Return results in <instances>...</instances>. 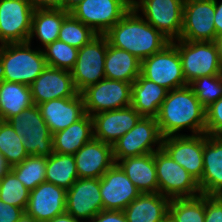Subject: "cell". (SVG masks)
<instances>
[{
  "label": "cell",
  "mask_w": 222,
  "mask_h": 222,
  "mask_svg": "<svg viewBox=\"0 0 222 222\" xmlns=\"http://www.w3.org/2000/svg\"><path fill=\"white\" fill-rule=\"evenodd\" d=\"M205 110L189 85L168 91L156 117L162 137L204 134Z\"/></svg>",
  "instance_id": "1"
},
{
  "label": "cell",
  "mask_w": 222,
  "mask_h": 222,
  "mask_svg": "<svg viewBox=\"0 0 222 222\" xmlns=\"http://www.w3.org/2000/svg\"><path fill=\"white\" fill-rule=\"evenodd\" d=\"M104 35L111 46L128 51L141 62L171 43L133 7Z\"/></svg>",
  "instance_id": "2"
},
{
  "label": "cell",
  "mask_w": 222,
  "mask_h": 222,
  "mask_svg": "<svg viewBox=\"0 0 222 222\" xmlns=\"http://www.w3.org/2000/svg\"><path fill=\"white\" fill-rule=\"evenodd\" d=\"M29 42L4 44L0 53V80L30 86L47 67L43 50Z\"/></svg>",
  "instance_id": "3"
},
{
  "label": "cell",
  "mask_w": 222,
  "mask_h": 222,
  "mask_svg": "<svg viewBox=\"0 0 222 222\" xmlns=\"http://www.w3.org/2000/svg\"><path fill=\"white\" fill-rule=\"evenodd\" d=\"M186 83L201 76L222 74V61L213 41L175 40Z\"/></svg>",
  "instance_id": "4"
},
{
  "label": "cell",
  "mask_w": 222,
  "mask_h": 222,
  "mask_svg": "<svg viewBox=\"0 0 222 222\" xmlns=\"http://www.w3.org/2000/svg\"><path fill=\"white\" fill-rule=\"evenodd\" d=\"M7 121L21 137L28 155L48 157L53 153L52 134L38 105H32Z\"/></svg>",
  "instance_id": "5"
},
{
  "label": "cell",
  "mask_w": 222,
  "mask_h": 222,
  "mask_svg": "<svg viewBox=\"0 0 222 222\" xmlns=\"http://www.w3.org/2000/svg\"><path fill=\"white\" fill-rule=\"evenodd\" d=\"M159 193L170 199L202 195L198 181L174 161L162 148L155 152Z\"/></svg>",
  "instance_id": "6"
},
{
  "label": "cell",
  "mask_w": 222,
  "mask_h": 222,
  "mask_svg": "<svg viewBox=\"0 0 222 222\" xmlns=\"http://www.w3.org/2000/svg\"><path fill=\"white\" fill-rule=\"evenodd\" d=\"M183 0H132V7L171 42L183 27Z\"/></svg>",
  "instance_id": "7"
},
{
  "label": "cell",
  "mask_w": 222,
  "mask_h": 222,
  "mask_svg": "<svg viewBox=\"0 0 222 222\" xmlns=\"http://www.w3.org/2000/svg\"><path fill=\"white\" fill-rule=\"evenodd\" d=\"M162 135L154 117H142L112 146L115 163L127 157L154 153L161 149Z\"/></svg>",
  "instance_id": "8"
},
{
  "label": "cell",
  "mask_w": 222,
  "mask_h": 222,
  "mask_svg": "<svg viewBox=\"0 0 222 222\" xmlns=\"http://www.w3.org/2000/svg\"><path fill=\"white\" fill-rule=\"evenodd\" d=\"M132 7V0H83L69 13L96 34L104 35Z\"/></svg>",
  "instance_id": "9"
},
{
  "label": "cell",
  "mask_w": 222,
  "mask_h": 222,
  "mask_svg": "<svg viewBox=\"0 0 222 222\" xmlns=\"http://www.w3.org/2000/svg\"><path fill=\"white\" fill-rule=\"evenodd\" d=\"M141 74L168 91L187 86L178 48L171 42L141 62Z\"/></svg>",
  "instance_id": "10"
},
{
  "label": "cell",
  "mask_w": 222,
  "mask_h": 222,
  "mask_svg": "<svg viewBox=\"0 0 222 222\" xmlns=\"http://www.w3.org/2000/svg\"><path fill=\"white\" fill-rule=\"evenodd\" d=\"M131 93L132 83L107 78L88 86L81 92L85 112L90 116L131 106Z\"/></svg>",
  "instance_id": "11"
},
{
  "label": "cell",
  "mask_w": 222,
  "mask_h": 222,
  "mask_svg": "<svg viewBox=\"0 0 222 222\" xmlns=\"http://www.w3.org/2000/svg\"><path fill=\"white\" fill-rule=\"evenodd\" d=\"M107 48V37L97 35L79 49L76 64L71 70L75 88L79 93L105 78L104 65Z\"/></svg>",
  "instance_id": "12"
},
{
  "label": "cell",
  "mask_w": 222,
  "mask_h": 222,
  "mask_svg": "<svg viewBox=\"0 0 222 222\" xmlns=\"http://www.w3.org/2000/svg\"><path fill=\"white\" fill-rule=\"evenodd\" d=\"M33 11L28 0H0V41L28 42Z\"/></svg>",
  "instance_id": "13"
},
{
  "label": "cell",
  "mask_w": 222,
  "mask_h": 222,
  "mask_svg": "<svg viewBox=\"0 0 222 222\" xmlns=\"http://www.w3.org/2000/svg\"><path fill=\"white\" fill-rule=\"evenodd\" d=\"M214 0H189L183 6V27L180 34L185 41H214Z\"/></svg>",
  "instance_id": "14"
},
{
  "label": "cell",
  "mask_w": 222,
  "mask_h": 222,
  "mask_svg": "<svg viewBox=\"0 0 222 222\" xmlns=\"http://www.w3.org/2000/svg\"><path fill=\"white\" fill-rule=\"evenodd\" d=\"M161 148L198 182L203 175L204 134L174 135L162 138Z\"/></svg>",
  "instance_id": "15"
},
{
  "label": "cell",
  "mask_w": 222,
  "mask_h": 222,
  "mask_svg": "<svg viewBox=\"0 0 222 222\" xmlns=\"http://www.w3.org/2000/svg\"><path fill=\"white\" fill-rule=\"evenodd\" d=\"M103 210L100 179L78 178L66 191V212L82 222H89Z\"/></svg>",
  "instance_id": "16"
},
{
  "label": "cell",
  "mask_w": 222,
  "mask_h": 222,
  "mask_svg": "<svg viewBox=\"0 0 222 222\" xmlns=\"http://www.w3.org/2000/svg\"><path fill=\"white\" fill-rule=\"evenodd\" d=\"M103 210L123 211L141 192L114 163L100 178Z\"/></svg>",
  "instance_id": "17"
},
{
  "label": "cell",
  "mask_w": 222,
  "mask_h": 222,
  "mask_svg": "<svg viewBox=\"0 0 222 222\" xmlns=\"http://www.w3.org/2000/svg\"><path fill=\"white\" fill-rule=\"evenodd\" d=\"M34 105L59 98L74 97L75 88L71 71L47 66L30 85Z\"/></svg>",
  "instance_id": "18"
},
{
  "label": "cell",
  "mask_w": 222,
  "mask_h": 222,
  "mask_svg": "<svg viewBox=\"0 0 222 222\" xmlns=\"http://www.w3.org/2000/svg\"><path fill=\"white\" fill-rule=\"evenodd\" d=\"M141 118L142 116L132 106L94 114L92 115L93 138L113 146Z\"/></svg>",
  "instance_id": "19"
},
{
  "label": "cell",
  "mask_w": 222,
  "mask_h": 222,
  "mask_svg": "<svg viewBox=\"0 0 222 222\" xmlns=\"http://www.w3.org/2000/svg\"><path fill=\"white\" fill-rule=\"evenodd\" d=\"M25 212L37 222H46L66 212V190L44 181L30 191Z\"/></svg>",
  "instance_id": "20"
},
{
  "label": "cell",
  "mask_w": 222,
  "mask_h": 222,
  "mask_svg": "<svg viewBox=\"0 0 222 222\" xmlns=\"http://www.w3.org/2000/svg\"><path fill=\"white\" fill-rule=\"evenodd\" d=\"M74 157L79 178L100 179L115 163L112 145L95 138L84 144Z\"/></svg>",
  "instance_id": "21"
},
{
  "label": "cell",
  "mask_w": 222,
  "mask_h": 222,
  "mask_svg": "<svg viewBox=\"0 0 222 222\" xmlns=\"http://www.w3.org/2000/svg\"><path fill=\"white\" fill-rule=\"evenodd\" d=\"M38 107L51 134L66 129L86 114L81 93L74 97L52 99Z\"/></svg>",
  "instance_id": "22"
},
{
  "label": "cell",
  "mask_w": 222,
  "mask_h": 222,
  "mask_svg": "<svg viewBox=\"0 0 222 222\" xmlns=\"http://www.w3.org/2000/svg\"><path fill=\"white\" fill-rule=\"evenodd\" d=\"M198 184L202 195L222 196V136L204 133L203 175Z\"/></svg>",
  "instance_id": "23"
},
{
  "label": "cell",
  "mask_w": 222,
  "mask_h": 222,
  "mask_svg": "<svg viewBox=\"0 0 222 222\" xmlns=\"http://www.w3.org/2000/svg\"><path fill=\"white\" fill-rule=\"evenodd\" d=\"M117 164L141 193H157L155 152L120 159Z\"/></svg>",
  "instance_id": "24"
},
{
  "label": "cell",
  "mask_w": 222,
  "mask_h": 222,
  "mask_svg": "<svg viewBox=\"0 0 222 222\" xmlns=\"http://www.w3.org/2000/svg\"><path fill=\"white\" fill-rule=\"evenodd\" d=\"M168 90L142 74L132 83L131 106L142 117L156 118Z\"/></svg>",
  "instance_id": "25"
},
{
  "label": "cell",
  "mask_w": 222,
  "mask_h": 222,
  "mask_svg": "<svg viewBox=\"0 0 222 222\" xmlns=\"http://www.w3.org/2000/svg\"><path fill=\"white\" fill-rule=\"evenodd\" d=\"M170 198L157 193H141L124 210L127 222H161L169 213Z\"/></svg>",
  "instance_id": "26"
},
{
  "label": "cell",
  "mask_w": 222,
  "mask_h": 222,
  "mask_svg": "<svg viewBox=\"0 0 222 222\" xmlns=\"http://www.w3.org/2000/svg\"><path fill=\"white\" fill-rule=\"evenodd\" d=\"M93 138V120L87 113L64 130L52 134L53 152L74 155Z\"/></svg>",
  "instance_id": "27"
},
{
  "label": "cell",
  "mask_w": 222,
  "mask_h": 222,
  "mask_svg": "<svg viewBox=\"0 0 222 222\" xmlns=\"http://www.w3.org/2000/svg\"><path fill=\"white\" fill-rule=\"evenodd\" d=\"M70 13L64 9H37L33 11L31 33L28 39L30 44L34 39L39 40L41 49L59 38L63 20Z\"/></svg>",
  "instance_id": "28"
},
{
  "label": "cell",
  "mask_w": 222,
  "mask_h": 222,
  "mask_svg": "<svg viewBox=\"0 0 222 222\" xmlns=\"http://www.w3.org/2000/svg\"><path fill=\"white\" fill-rule=\"evenodd\" d=\"M104 70L107 79L133 83L141 74V61L128 51L113 47L108 42Z\"/></svg>",
  "instance_id": "29"
},
{
  "label": "cell",
  "mask_w": 222,
  "mask_h": 222,
  "mask_svg": "<svg viewBox=\"0 0 222 222\" xmlns=\"http://www.w3.org/2000/svg\"><path fill=\"white\" fill-rule=\"evenodd\" d=\"M32 105L30 86L0 80V120L7 121Z\"/></svg>",
  "instance_id": "30"
},
{
  "label": "cell",
  "mask_w": 222,
  "mask_h": 222,
  "mask_svg": "<svg viewBox=\"0 0 222 222\" xmlns=\"http://www.w3.org/2000/svg\"><path fill=\"white\" fill-rule=\"evenodd\" d=\"M78 178L74 155L53 152L47 157V182L67 191Z\"/></svg>",
  "instance_id": "31"
},
{
  "label": "cell",
  "mask_w": 222,
  "mask_h": 222,
  "mask_svg": "<svg viewBox=\"0 0 222 222\" xmlns=\"http://www.w3.org/2000/svg\"><path fill=\"white\" fill-rule=\"evenodd\" d=\"M47 156L29 155L11 171L30 191L46 181Z\"/></svg>",
  "instance_id": "32"
},
{
  "label": "cell",
  "mask_w": 222,
  "mask_h": 222,
  "mask_svg": "<svg viewBox=\"0 0 222 222\" xmlns=\"http://www.w3.org/2000/svg\"><path fill=\"white\" fill-rule=\"evenodd\" d=\"M169 213L177 222H204L205 195L193 198H173L170 200Z\"/></svg>",
  "instance_id": "33"
},
{
  "label": "cell",
  "mask_w": 222,
  "mask_h": 222,
  "mask_svg": "<svg viewBox=\"0 0 222 222\" xmlns=\"http://www.w3.org/2000/svg\"><path fill=\"white\" fill-rule=\"evenodd\" d=\"M0 152L11 167L20 164L29 156L21 137L8 121L3 120H0Z\"/></svg>",
  "instance_id": "34"
},
{
  "label": "cell",
  "mask_w": 222,
  "mask_h": 222,
  "mask_svg": "<svg viewBox=\"0 0 222 222\" xmlns=\"http://www.w3.org/2000/svg\"><path fill=\"white\" fill-rule=\"evenodd\" d=\"M42 50L47 66L68 71L74 68L79 51L59 39L48 44Z\"/></svg>",
  "instance_id": "35"
},
{
  "label": "cell",
  "mask_w": 222,
  "mask_h": 222,
  "mask_svg": "<svg viewBox=\"0 0 222 222\" xmlns=\"http://www.w3.org/2000/svg\"><path fill=\"white\" fill-rule=\"evenodd\" d=\"M97 35L90 27L69 14L63 20L58 39L80 49Z\"/></svg>",
  "instance_id": "36"
},
{
  "label": "cell",
  "mask_w": 222,
  "mask_h": 222,
  "mask_svg": "<svg viewBox=\"0 0 222 222\" xmlns=\"http://www.w3.org/2000/svg\"><path fill=\"white\" fill-rule=\"evenodd\" d=\"M29 196L30 190L11 170L0 180V199L4 203L26 210Z\"/></svg>",
  "instance_id": "37"
},
{
  "label": "cell",
  "mask_w": 222,
  "mask_h": 222,
  "mask_svg": "<svg viewBox=\"0 0 222 222\" xmlns=\"http://www.w3.org/2000/svg\"><path fill=\"white\" fill-rule=\"evenodd\" d=\"M188 85L205 108L222 97V74L201 76Z\"/></svg>",
  "instance_id": "38"
},
{
  "label": "cell",
  "mask_w": 222,
  "mask_h": 222,
  "mask_svg": "<svg viewBox=\"0 0 222 222\" xmlns=\"http://www.w3.org/2000/svg\"><path fill=\"white\" fill-rule=\"evenodd\" d=\"M205 133L210 136H222V97L206 108Z\"/></svg>",
  "instance_id": "39"
},
{
  "label": "cell",
  "mask_w": 222,
  "mask_h": 222,
  "mask_svg": "<svg viewBox=\"0 0 222 222\" xmlns=\"http://www.w3.org/2000/svg\"><path fill=\"white\" fill-rule=\"evenodd\" d=\"M204 222H222V196L205 195Z\"/></svg>",
  "instance_id": "40"
},
{
  "label": "cell",
  "mask_w": 222,
  "mask_h": 222,
  "mask_svg": "<svg viewBox=\"0 0 222 222\" xmlns=\"http://www.w3.org/2000/svg\"><path fill=\"white\" fill-rule=\"evenodd\" d=\"M24 212V209L4 203L0 199V222H17Z\"/></svg>",
  "instance_id": "41"
},
{
  "label": "cell",
  "mask_w": 222,
  "mask_h": 222,
  "mask_svg": "<svg viewBox=\"0 0 222 222\" xmlns=\"http://www.w3.org/2000/svg\"><path fill=\"white\" fill-rule=\"evenodd\" d=\"M89 222H127L123 211L102 210Z\"/></svg>",
  "instance_id": "42"
},
{
  "label": "cell",
  "mask_w": 222,
  "mask_h": 222,
  "mask_svg": "<svg viewBox=\"0 0 222 222\" xmlns=\"http://www.w3.org/2000/svg\"><path fill=\"white\" fill-rule=\"evenodd\" d=\"M34 10L64 9V0H28Z\"/></svg>",
  "instance_id": "43"
},
{
  "label": "cell",
  "mask_w": 222,
  "mask_h": 222,
  "mask_svg": "<svg viewBox=\"0 0 222 222\" xmlns=\"http://www.w3.org/2000/svg\"><path fill=\"white\" fill-rule=\"evenodd\" d=\"M215 1V15H214V25L216 29V35L222 34V0Z\"/></svg>",
  "instance_id": "44"
},
{
  "label": "cell",
  "mask_w": 222,
  "mask_h": 222,
  "mask_svg": "<svg viewBox=\"0 0 222 222\" xmlns=\"http://www.w3.org/2000/svg\"><path fill=\"white\" fill-rule=\"evenodd\" d=\"M46 222H82V221L74 218L73 216L65 212Z\"/></svg>",
  "instance_id": "45"
},
{
  "label": "cell",
  "mask_w": 222,
  "mask_h": 222,
  "mask_svg": "<svg viewBox=\"0 0 222 222\" xmlns=\"http://www.w3.org/2000/svg\"><path fill=\"white\" fill-rule=\"evenodd\" d=\"M11 170V166L0 152V180Z\"/></svg>",
  "instance_id": "46"
},
{
  "label": "cell",
  "mask_w": 222,
  "mask_h": 222,
  "mask_svg": "<svg viewBox=\"0 0 222 222\" xmlns=\"http://www.w3.org/2000/svg\"><path fill=\"white\" fill-rule=\"evenodd\" d=\"M83 0H64V10L70 12L74 7H76Z\"/></svg>",
  "instance_id": "47"
},
{
  "label": "cell",
  "mask_w": 222,
  "mask_h": 222,
  "mask_svg": "<svg viewBox=\"0 0 222 222\" xmlns=\"http://www.w3.org/2000/svg\"><path fill=\"white\" fill-rule=\"evenodd\" d=\"M213 42L216 46V49H217L218 55L220 57V60L222 61V34L216 35Z\"/></svg>",
  "instance_id": "48"
},
{
  "label": "cell",
  "mask_w": 222,
  "mask_h": 222,
  "mask_svg": "<svg viewBox=\"0 0 222 222\" xmlns=\"http://www.w3.org/2000/svg\"><path fill=\"white\" fill-rule=\"evenodd\" d=\"M17 222H37V221L32 216L24 212Z\"/></svg>",
  "instance_id": "49"
},
{
  "label": "cell",
  "mask_w": 222,
  "mask_h": 222,
  "mask_svg": "<svg viewBox=\"0 0 222 222\" xmlns=\"http://www.w3.org/2000/svg\"><path fill=\"white\" fill-rule=\"evenodd\" d=\"M161 222H177V220L170 214L168 213Z\"/></svg>",
  "instance_id": "50"
},
{
  "label": "cell",
  "mask_w": 222,
  "mask_h": 222,
  "mask_svg": "<svg viewBox=\"0 0 222 222\" xmlns=\"http://www.w3.org/2000/svg\"><path fill=\"white\" fill-rule=\"evenodd\" d=\"M3 46H4V44L0 41V53H1Z\"/></svg>",
  "instance_id": "51"
}]
</instances>
